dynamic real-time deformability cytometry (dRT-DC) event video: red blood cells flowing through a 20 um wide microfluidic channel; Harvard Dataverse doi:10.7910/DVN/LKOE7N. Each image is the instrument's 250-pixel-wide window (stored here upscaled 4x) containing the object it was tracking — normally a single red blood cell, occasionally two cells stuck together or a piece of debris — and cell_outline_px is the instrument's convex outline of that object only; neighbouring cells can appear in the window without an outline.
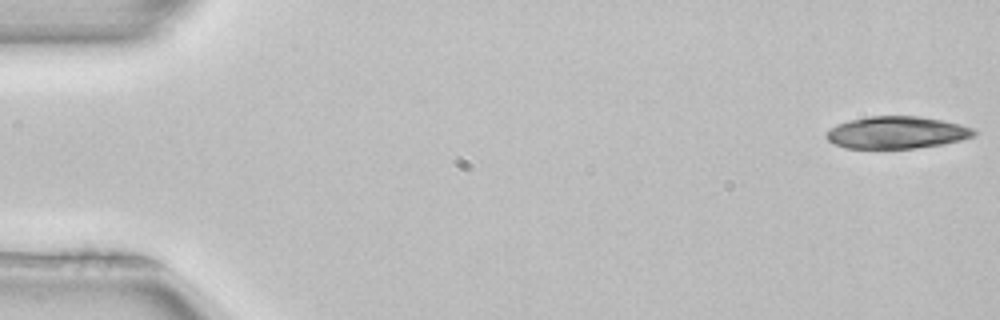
{"species": "common noctule bat (a hibernating species)", "species_latin": "Nyctalus noctula", "temperature_condition": "room temperature", "stored_images_in_passage": 17, "camera_frame_rate_fps": 3000, "um_per_image_px": 0.085, "animal": {"sex": "female", "body_mass_g": 22.7, "forearm_length_mm": 54.2}, "frame": {"image": 1, "passage_image": 1, "time_ms": 0.0, "image_size_px": [1000, 320], "cell_outline_px": [[976, 132], [972, 136], [960, 140], [940, 144], [916, 148], [844, 148], [832, 144], [824, 136], [836, 124], [868, 116], [920, 116], [944, 120], [960, 124], [972, 128]], "centroid_in_image_um": [76.19, 11.26], "position_along_channel_um": 8.8, "area_um2": 27.57}}
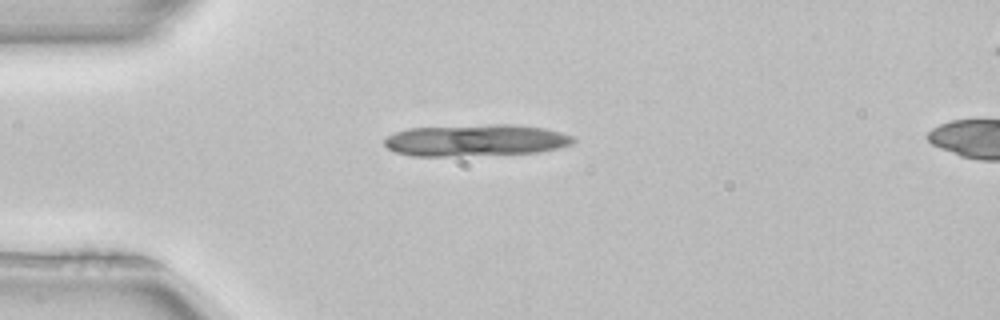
{"frame": {"image": 2, "passage_image": 13, "time_ms": 4.0, "image_size_px": [1000, 320], "cell_outline_px": [[576, 140], [572, 144], [540, 152], [448, 156], [412, 156], [396, 152], [388, 148], [384, 144], [384, 140], [388, 136], [396, 132], [408, 128], [492, 124], [516, 124], [544, 128], [560, 132], [572, 136]], "centroid_in_image_um": [40.44, 11.92], "position_along_channel_um": 44.6, "area_um2": 34.85}}